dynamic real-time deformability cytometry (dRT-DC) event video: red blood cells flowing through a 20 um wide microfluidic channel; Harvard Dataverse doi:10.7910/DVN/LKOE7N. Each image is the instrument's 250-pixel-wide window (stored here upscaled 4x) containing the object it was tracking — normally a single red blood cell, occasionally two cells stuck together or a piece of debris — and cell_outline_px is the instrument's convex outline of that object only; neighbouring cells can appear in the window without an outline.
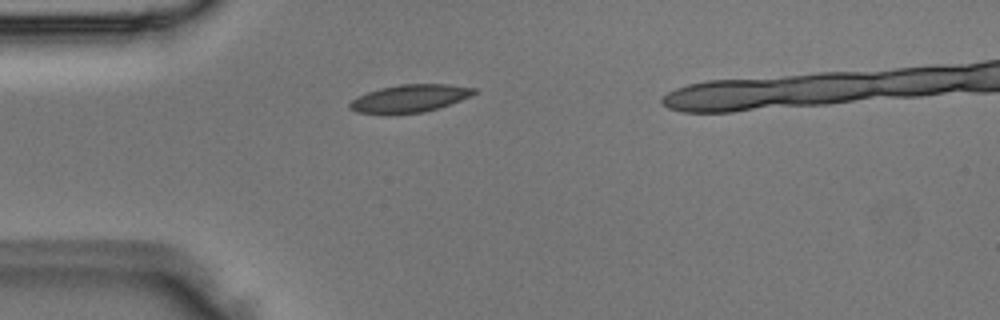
{"species": "Egyptian fruit bat (a non-hibernating species)", "species_latin": "Rousettus aegyptiacus", "temperature_condition": "room temperature", "stored_images_in_passage": 2, "camera_frame_rate_fps": 3000, "um_per_image_px": 0.085, "animal": {"sex": "male"}, "frame": {"image": 1, "passage_image": 1, "time_ms": 0.0, "image_size_px": [1000, 320], "cell_outline_px": [[476, 92], [460, 100], [424, 112], [388, 116], [356, 112], [348, 104], [352, 100], [368, 92], [380, 88], [400, 84], [448, 84], [476, 88]], "centroid_in_image_um": [34.77, 8.39], "position_along_channel_um": 50.2, "area_um2": 20.11}}